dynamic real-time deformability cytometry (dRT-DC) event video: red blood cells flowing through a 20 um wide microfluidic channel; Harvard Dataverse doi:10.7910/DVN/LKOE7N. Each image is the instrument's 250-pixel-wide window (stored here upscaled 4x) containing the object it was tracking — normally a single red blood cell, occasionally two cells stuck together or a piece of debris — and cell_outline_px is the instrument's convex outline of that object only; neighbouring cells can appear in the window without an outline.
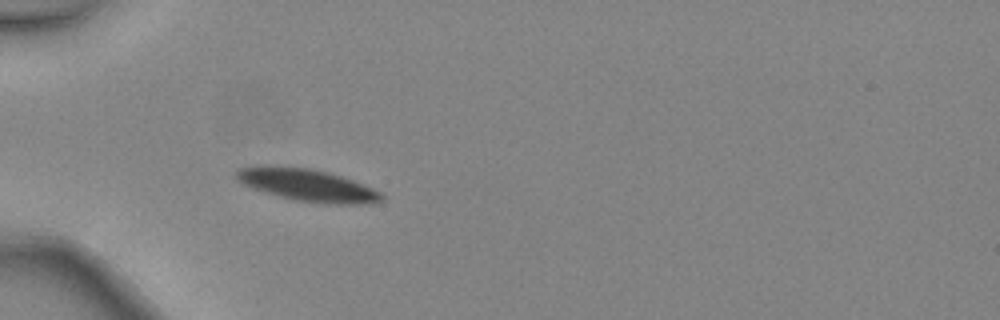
{"species": "common noctule bat (a hibernating species)", "species_latin": "Nyctalus noctula", "temperature_condition": "warm", "stored_images_in_passage": 4, "camera_frame_rate_fps": 3000, "um_per_image_px": 0.085, "animal": {"sex": "female", "body_mass_g": 24.6, "forearm_length_mm": 56.2}, "frame": {"image": 1, "passage_image": 4, "time_ms": 1.0, "image_size_px": [1000, 320], "cell_outline_px": [[384, 200], [368, 204], [332, 204], [296, 200], [264, 192], [252, 188], [236, 180], [236, 168], [260, 164], [268, 164], [308, 168], [328, 172], [352, 180], [372, 188], [380, 192], [384, 196]], "centroid_in_image_um": [26.06, 15.71], "position_along_channel_um": 58.9, "area_um2": 27.51}}